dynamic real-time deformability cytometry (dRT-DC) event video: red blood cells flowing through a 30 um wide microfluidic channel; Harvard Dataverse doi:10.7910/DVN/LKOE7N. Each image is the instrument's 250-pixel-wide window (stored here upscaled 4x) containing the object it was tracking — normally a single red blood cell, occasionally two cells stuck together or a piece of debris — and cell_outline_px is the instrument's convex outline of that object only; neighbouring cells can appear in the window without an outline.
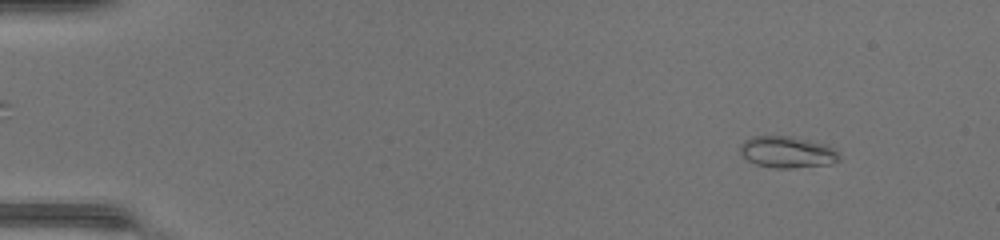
{"species": "common noctule bat (a hibernating species)", "species_latin": "Nyctalus noctula", "temperature_condition": "warm", "stored_images_in_passage": 48, "camera_frame_rate_fps": 3000, "um_per_image_px": 0.085, "animal": {"sex": "female", "body_mass_g": 17.0, "forearm_length_mm": 48.0}, "frame": {"image": 1, "passage_image": 5, "time_ms": 1.333, "image_size_px": [1000, 240], "cell_outline_px": [[840, 160], [832, 164], [792, 168], [776, 168], [756, 164], [748, 160], [740, 152], [740, 144], [744, 140], [752, 136], [792, 136], [828, 144], [840, 152]], "centroid_in_image_um": [66.97, 12.92], "position_along_channel_um": 18.0, "area_um2": 18.5}}
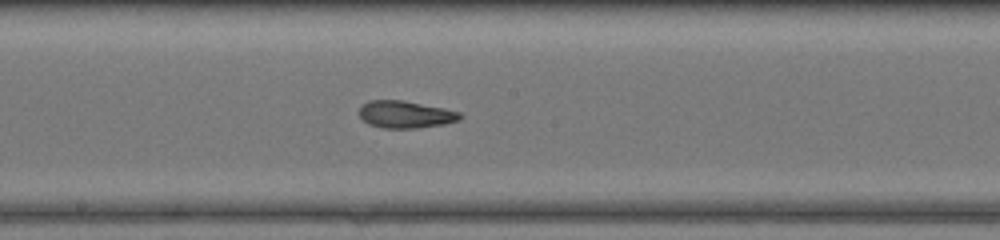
{"frame": {"image": 2, "passage_image": 27, "time_ms": 8.667, "image_size_px": [1000, 240], "cell_outline_px": [[464, 116], [460, 120], [444, 124], [420, 128], [384, 128], [368, 124], [360, 116], [360, 108], [368, 100], [404, 100], [444, 108], [460, 112]], "centroid_in_image_um": [34.51, 9.73], "position_along_channel_um": 213.7, "area_um2": 16.07}}
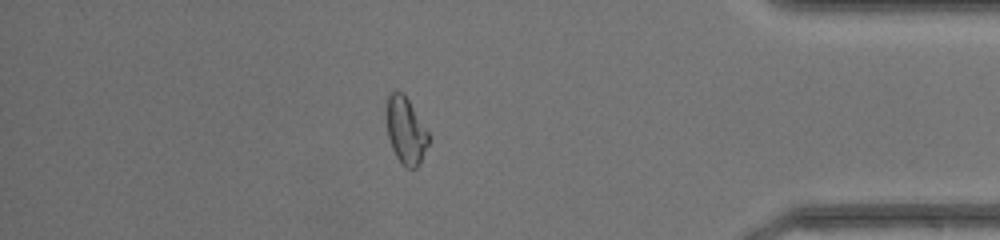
{"frame": {"image": 3, "passage_image": 42, "time_ms": 13.667, "image_size_px": [1000, 240], "cell_outline_px": [[428, 144], [416, 168], [408, 168], [396, 156], [392, 148], [388, 136], [388, 96], [392, 92], [404, 92], [428, 132]], "centroid_in_image_um": [34.5, 11.08], "position_along_channel_um": 400.7, "area_um2": 15.66}, "authors_computed_cell_mechanics": {"area_um2": 16.6464, "velocity_mm_per_s": 4.386, "shape_relaxation_time_tau1_ms": 6.3569, "shape_relaxation_time_tau2_ms": 1.7718, "deformation_change_tau1": 0.2063, "deformation_change_tau2": 0.0707}}